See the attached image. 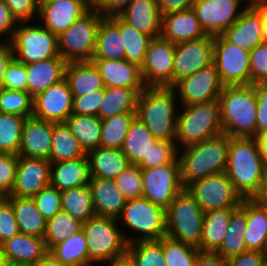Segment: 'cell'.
Returning a JSON list of instances; mask_svg holds the SVG:
<instances>
[{"mask_svg": "<svg viewBox=\"0 0 267 266\" xmlns=\"http://www.w3.org/2000/svg\"><path fill=\"white\" fill-rule=\"evenodd\" d=\"M225 173L243 199L258 195L267 175V161L256 138L230 137Z\"/></svg>", "mask_w": 267, "mask_h": 266, "instance_id": "obj_1", "label": "cell"}, {"mask_svg": "<svg viewBox=\"0 0 267 266\" xmlns=\"http://www.w3.org/2000/svg\"><path fill=\"white\" fill-rule=\"evenodd\" d=\"M230 137L221 133L202 142L178 149L181 181L186 188L190 183L210 175L225 172Z\"/></svg>", "mask_w": 267, "mask_h": 266, "instance_id": "obj_2", "label": "cell"}, {"mask_svg": "<svg viewBox=\"0 0 267 266\" xmlns=\"http://www.w3.org/2000/svg\"><path fill=\"white\" fill-rule=\"evenodd\" d=\"M218 100L223 133L229 137H257V99L254 84L225 86Z\"/></svg>", "mask_w": 267, "mask_h": 266, "instance_id": "obj_3", "label": "cell"}, {"mask_svg": "<svg viewBox=\"0 0 267 266\" xmlns=\"http://www.w3.org/2000/svg\"><path fill=\"white\" fill-rule=\"evenodd\" d=\"M177 99L172 87H146L139 94L136 117L156 140L175 141L177 117L181 111Z\"/></svg>", "mask_w": 267, "mask_h": 266, "instance_id": "obj_4", "label": "cell"}, {"mask_svg": "<svg viewBox=\"0 0 267 266\" xmlns=\"http://www.w3.org/2000/svg\"><path fill=\"white\" fill-rule=\"evenodd\" d=\"M180 109L183 110L178 112L175 137L179 150L223 132L218 99L182 106Z\"/></svg>", "mask_w": 267, "mask_h": 266, "instance_id": "obj_5", "label": "cell"}, {"mask_svg": "<svg viewBox=\"0 0 267 266\" xmlns=\"http://www.w3.org/2000/svg\"><path fill=\"white\" fill-rule=\"evenodd\" d=\"M115 218L94 216L82 223L90 262L107 265L126 254L127 234Z\"/></svg>", "mask_w": 267, "mask_h": 266, "instance_id": "obj_6", "label": "cell"}, {"mask_svg": "<svg viewBox=\"0 0 267 266\" xmlns=\"http://www.w3.org/2000/svg\"><path fill=\"white\" fill-rule=\"evenodd\" d=\"M119 225L130 229L127 244L137 241L159 240L166 236V209L153 204L145 197L126 200L117 218ZM137 233V234H136Z\"/></svg>", "mask_w": 267, "mask_h": 266, "instance_id": "obj_7", "label": "cell"}, {"mask_svg": "<svg viewBox=\"0 0 267 266\" xmlns=\"http://www.w3.org/2000/svg\"><path fill=\"white\" fill-rule=\"evenodd\" d=\"M204 212L184 188L166 208V236L199 248Z\"/></svg>", "mask_w": 267, "mask_h": 266, "instance_id": "obj_8", "label": "cell"}, {"mask_svg": "<svg viewBox=\"0 0 267 266\" xmlns=\"http://www.w3.org/2000/svg\"><path fill=\"white\" fill-rule=\"evenodd\" d=\"M99 11L91 9L67 30L57 36L59 55L67 62L92 61L101 19Z\"/></svg>", "mask_w": 267, "mask_h": 266, "instance_id": "obj_9", "label": "cell"}, {"mask_svg": "<svg viewBox=\"0 0 267 266\" xmlns=\"http://www.w3.org/2000/svg\"><path fill=\"white\" fill-rule=\"evenodd\" d=\"M10 42L14 58L24 64L59 56L57 36L41 24L19 22Z\"/></svg>", "mask_w": 267, "mask_h": 266, "instance_id": "obj_10", "label": "cell"}, {"mask_svg": "<svg viewBox=\"0 0 267 266\" xmlns=\"http://www.w3.org/2000/svg\"><path fill=\"white\" fill-rule=\"evenodd\" d=\"M186 190L194 197L203 212L237 208L243 200L225 172L196 180L190 183Z\"/></svg>", "mask_w": 267, "mask_h": 266, "instance_id": "obj_11", "label": "cell"}, {"mask_svg": "<svg viewBox=\"0 0 267 266\" xmlns=\"http://www.w3.org/2000/svg\"><path fill=\"white\" fill-rule=\"evenodd\" d=\"M225 86L250 85V51L228 42L222 35L214 36V59Z\"/></svg>", "mask_w": 267, "mask_h": 266, "instance_id": "obj_12", "label": "cell"}, {"mask_svg": "<svg viewBox=\"0 0 267 266\" xmlns=\"http://www.w3.org/2000/svg\"><path fill=\"white\" fill-rule=\"evenodd\" d=\"M175 44L161 36L153 38L141 65L146 87H172L174 85Z\"/></svg>", "mask_w": 267, "mask_h": 266, "instance_id": "obj_13", "label": "cell"}, {"mask_svg": "<svg viewBox=\"0 0 267 266\" xmlns=\"http://www.w3.org/2000/svg\"><path fill=\"white\" fill-rule=\"evenodd\" d=\"M141 173L143 197L165 209L173 202L176 195L184 189L179 163L141 169Z\"/></svg>", "mask_w": 267, "mask_h": 266, "instance_id": "obj_14", "label": "cell"}, {"mask_svg": "<svg viewBox=\"0 0 267 266\" xmlns=\"http://www.w3.org/2000/svg\"><path fill=\"white\" fill-rule=\"evenodd\" d=\"M225 85L222 83L214 63L196 73L177 81L175 90L179 106L205 103L218 99Z\"/></svg>", "mask_w": 267, "mask_h": 266, "instance_id": "obj_15", "label": "cell"}, {"mask_svg": "<svg viewBox=\"0 0 267 266\" xmlns=\"http://www.w3.org/2000/svg\"><path fill=\"white\" fill-rule=\"evenodd\" d=\"M243 0H196L192 9L207 35H221L241 16ZM240 8V9H239Z\"/></svg>", "mask_w": 267, "mask_h": 266, "instance_id": "obj_16", "label": "cell"}, {"mask_svg": "<svg viewBox=\"0 0 267 266\" xmlns=\"http://www.w3.org/2000/svg\"><path fill=\"white\" fill-rule=\"evenodd\" d=\"M91 9V0H39L37 19L58 36Z\"/></svg>", "mask_w": 267, "mask_h": 266, "instance_id": "obj_17", "label": "cell"}, {"mask_svg": "<svg viewBox=\"0 0 267 266\" xmlns=\"http://www.w3.org/2000/svg\"><path fill=\"white\" fill-rule=\"evenodd\" d=\"M214 59V36L175 44L174 84L184 77L208 67Z\"/></svg>", "mask_w": 267, "mask_h": 266, "instance_id": "obj_18", "label": "cell"}, {"mask_svg": "<svg viewBox=\"0 0 267 266\" xmlns=\"http://www.w3.org/2000/svg\"><path fill=\"white\" fill-rule=\"evenodd\" d=\"M73 95L64 78L33 98V117L64 123L72 115Z\"/></svg>", "mask_w": 267, "mask_h": 266, "instance_id": "obj_19", "label": "cell"}, {"mask_svg": "<svg viewBox=\"0 0 267 266\" xmlns=\"http://www.w3.org/2000/svg\"><path fill=\"white\" fill-rule=\"evenodd\" d=\"M50 166L51 162L46 159L19 156L15 184L7 196L32 198L50 185Z\"/></svg>", "mask_w": 267, "mask_h": 266, "instance_id": "obj_20", "label": "cell"}, {"mask_svg": "<svg viewBox=\"0 0 267 266\" xmlns=\"http://www.w3.org/2000/svg\"><path fill=\"white\" fill-rule=\"evenodd\" d=\"M228 42L247 51L263 43V15L255 5L245 8L239 19L221 34Z\"/></svg>", "mask_w": 267, "mask_h": 266, "instance_id": "obj_21", "label": "cell"}, {"mask_svg": "<svg viewBox=\"0 0 267 266\" xmlns=\"http://www.w3.org/2000/svg\"><path fill=\"white\" fill-rule=\"evenodd\" d=\"M98 68L105 87L145 89L141 67L127 60L92 59Z\"/></svg>", "mask_w": 267, "mask_h": 266, "instance_id": "obj_22", "label": "cell"}, {"mask_svg": "<svg viewBox=\"0 0 267 266\" xmlns=\"http://www.w3.org/2000/svg\"><path fill=\"white\" fill-rule=\"evenodd\" d=\"M53 122L35 117L26 119L18 156L49 160Z\"/></svg>", "mask_w": 267, "mask_h": 266, "instance_id": "obj_23", "label": "cell"}, {"mask_svg": "<svg viewBox=\"0 0 267 266\" xmlns=\"http://www.w3.org/2000/svg\"><path fill=\"white\" fill-rule=\"evenodd\" d=\"M207 36L191 8L162 15L161 37L177 44Z\"/></svg>", "mask_w": 267, "mask_h": 266, "instance_id": "obj_24", "label": "cell"}, {"mask_svg": "<svg viewBox=\"0 0 267 266\" xmlns=\"http://www.w3.org/2000/svg\"><path fill=\"white\" fill-rule=\"evenodd\" d=\"M117 15L152 38L161 36L162 15L159 12L157 0H134Z\"/></svg>", "mask_w": 267, "mask_h": 266, "instance_id": "obj_25", "label": "cell"}, {"mask_svg": "<svg viewBox=\"0 0 267 266\" xmlns=\"http://www.w3.org/2000/svg\"><path fill=\"white\" fill-rule=\"evenodd\" d=\"M91 181L92 174L87 155L73 160L51 163L50 185L60 192L89 185Z\"/></svg>", "mask_w": 267, "mask_h": 266, "instance_id": "obj_26", "label": "cell"}, {"mask_svg": "<svg viewBox=\"0 0 267 266\" xmlns=\"http://www.w3.org/2000/svg\"><path fill=\"white\" fill-rule=\"evenodd\" d=\"M67 61L60 55L36 63L26 64L27 92L34 98L65 78Z\"/></svg>", "mask_w": 267, "mask_h": 266, "instance_id": "obj_27", "label": "cell"}, {"mask_svg": "<svg viewBox=\"0 0 267 266\" xmlns=\"http://www.w3.org/2000/svg\"><path fill=\"white\" fill-rule=\"evenodd\" d=\"M89 187L96 216L117 219L125 206L126 199L115 180L92 178Z\"/></svg>", "mask_w": 267, "mask_h": 266, "instance_id": "obj_28", "label": "cell"}, {"mask_svg": "<svg viewBox=\"0 0 267 266\" xmlns=\"http://www.w3.org/2000/svg\"><path fill=\"white\" fill-rule=\"evenodd\" d=\"M0 247L6 261L33 266L48 252L43 238L23 233L6 240Z\"/></svg>", "mask_w": 267, "mask_h": 266, "instance_id": "obj_29", "label": "cell"}, {"mask_svg": "<svg viewBox=\"0 0 267 266\" xmlns=\"http://www.w3.org/2000/svg\"><path fill=\"white\" fill-rule=\"evenodd\" d=\"M156 138L137 117L132 121L124 139L121 151L130 164L147 169V153Z\"/></svg>", "mask_w": 267, "mask_h": 266, "instance_id": "obj_30", "label": "cell"}, {"mask_svg": "<svg viewBox=\"0 0 267 266\" xmlns=\"http://www.w3.org/2000/svg\"><path fill=\"white\" fill-rule=\"evenodd\" d=\"M65 79L73 96L105 89L100 72L92 61L67 62Z\"/></svg>", "mask_w": 267, "mask_h": 266, "instance_id": "obj_31", "label": "cell"}, {"mask_svg": "<svg viewBox=\"0 0 267 266\" xmlns=\"http://www.w3.org/2000/svg\"><path fill=\"white\" fill-rule=\"evenodd\" d=\"M92 178L115 179L131 164L121 149L99 147L87 152Z\"/></svg>", "mask_w": 267, "mask_h": 266, "instance_id": "obj_32", "label": "cell"}, {"mask_svg": "<svg viewBox=\"0 0 267 266\" xmlns=\"http://www.w3.org/2000/svg\"><path fill=\"white\" fill-rule=\"evenodd\" d=\"M93 59H125V48L119 32V16H104L97 32V44Z\"/></svg>", "mask_w": 267, "mask_h": 266, "instance_id": "obj_33", "label": "cell"}, {"mask_svg": "<svg viewBox=\"0 0 267 266\" xmlns=\"http://www.w3.org/2000/svg\"><path fill=\"white\" fill-rule=\"evenodd\" d=\"M246 229L244 239L247 250L265 253L267 241V209L255 198L246 199Z\"/></svg>", "mask_w": 267, "mask_h": 266, "instance_id": "obj_34", "label": "cell"}, {"mask_svg": "<svg viewBox=\"0 0 267 266\" xmlns=\"http://www.w3.org/2000/svg\"><path fill=\"white\" fill-rule=\"evenodd\" d=\"M11 203L20 233L43 238L47 220L43 218L34 199L5 196Z\"/></svg>", "mask_w": 267, "mask_h": 266, "instance_id": "obj_35", "label": "cell"}, {"mask_svg": "<svg viewBox=\"0 0 267 266\" xmlns=\"http://www.w3.org/2000/svg\"><path fill=\"white\" fill-rule=\"evenodd\" d=\"M246 225V199H243L241 205L232 211L226 235L215 252L223 259H228L247 251L243 237Z\"/></svg>", "mask_w": 267, "mask_h": 266, "instance_id": "obj_36", "label": "cell"}, {"mask_svg": "<svg viewBox=\"0 0 267 266\" xmlns=\"http://www.w3.org/2000/svg\"><path fill=\"white\" fill-rule=\"evenodd\" d=\"M235 208H224L204 212L201 252H215L222 244L226 235L231 213Z\"/></svg>", "mask_w": 267, "mask_h": 266, "instance_id": "obj_37", "label": "cell"}, {"mask_svg": "<svg viewBox=\"0 0 267 266\" xmlns=\"http://www.w3.org/2000/svg\"><path fill=\"white\" fill-rule=\"evenodd\" d=\"M143 90L105 87L104 99L101 103L98 117L103 120L117 114L136 113L138 97Z\"/></svg>", "mask_w": 267, "mask_h": 266, "instance_id": "obj_38", "label": "cell"}, {"mask_svg": "<svg viewBox=\"0 0 267 266\" xmlns=\"http://www.w3.org/2000/svg\"><path fill=\"white\" fill-rule=\"evenodd\" d=\"M64 123L86 153L100 147L102 120L98 116L72 114Z\"/></svg>", "mask_w": 267, "mask_h": 266, "instance_id": "obj_39", "label": "cell"}, {"mask_svg": "<svg viewBox=\"0 0 267 266\" xmlns=\"http://www.w3.org/2000/svg\"><path fill=\"white\" fill-rule=\"evenodd\" d=\"M79 141L71 134L65 123H53L49 161L73 160L86 156Z\"/></svg>", "mask_w": 267, "mask_h": 266, "instance_id": "obj_40", "label": "cell"}, {"mask_svg": "<svg viewBox=\"0 0 267 266\" xmlns=\"http://www.w3.org/2000/svg\"><path fill=\"white\" fill-rule=\"evenodd\" d=\"M61 209L82 223L96 216L89 185H82L62 191Z\"/></svg>", "mask_w": 267, "mask_h": 266, "instance_id": "obj_41", "label": "cell"}, {"mask_svg": "<svg viewBox=\"0 0 267 266\" xmlns=\"http://www.w3.org/2000/svg\"><path fill=\"white\" fill-rule=\"evenodd\" d=\"M49 252L66 266L90 263L86 238L82 230L53 246Z\"/></svg>", "mask_w": 267, "mask_h": 266, "instance_id": "obj_42", "label": "cell"}, {"mask_svg": "<svg viewBox=\"0 0 267 266\" xmlns=\"http://www.w3.org/2000/svg\"><path fill=\"white\" fill-rule=\"evenodd\" d=\"M119 32L125 48V60L141 67L145 60L151 36L138 31L119 17Z\"/></svg>", "mask_w": 267, "mask_h": 266, "instance_id": "obj_43", "label": "cell"}, {"mask_svg": "<svg viewBox=\"0 0 267 266\" xmlns=\"http://www.w3.org/2000/svg\"><path fill=\"white\" fill-rule=\"evenodd\" d=\"M82 230V222L69 213L60 210L53 218L47 220L43 237L47 250L63 242L66 238Z\"/></svg>", "mask_w": 267, "mask_h": 266, "instance_id": "obj_44", "label": "cell"}, {"mask_svg": "<svg viewBox=\"0 0 267 266\" xmlns=\"http://www.w3.org/2000/svg\"><path fill=\"white\" fill-rule=\"evenodd\" d=\"M136 113L117 114L102 120L100 147L121 149Z\"/></svg>", "mask_w": 267, "mask_h": 266, "instance_id": "obj_45", "label": "cell"}, {"mask_svg": "<svg viewBox=\"0 0 267 266\" xmlns=\"http://www.w3.org/2000/svg\"><path fill=\"white\" fill-rule=\"evenodd\" d=\"M26 117L0 113V153L18 155Z\"/></svg>", "mask_w": 267, "mask_h": 266, "instance_id": "obj_46", "label": "cell"}, {"mask_svg": "<svg viewBox=\"0 0 267 266\" xmlns=\"http://www.w3.org/2000/svg\"><path fill=\"white\" fill-rule=\"evenodd\" d=\"M126 254L136 266H166L161 238L127 244Z\"/></svg>", "mask_w": 267, "mask_h": 266, "instance_id": "obj_47", "label": "cell"}, {"mask_svg": "<svg viewBox=\"0 0 267 266\" xmlns=\"http://www.w3.org/2000/svg\"><path fill=\"white\" fill-rule=\"evenodd\" d=\"M166 266H195L198 248L164 236L161 238Z\"/></svg>", "mask_w": 267, "mask_h": 266, "instance_id": "obj_48", "label": "cell"}, {"mask_svg": "<svg viewBox=\"0 0 267 266\" xmlns=\"http://www.w3.org/2000/svg\"><path fill=\"white\" fill-rule=\"evenodd\" d=\"M0 113L32 117L33 97L25 91L0 88Z\"/></svg>", "mask_w": 267, "mask_h": 266, "instance_id": "obj_49", "label": "cell"}, {"mask_svg": "<svg viewBox=\"0 0 267 266\" xmlns=\"http://www.w3.org/2000/svg\"><path fill=\"white\" fill-rule=\"evenodd\" d=\"M114 180L126 200L143 196L142 173L139 166L131 164Z\"/></svg>", "mask_w": 267, "mask_h": 266, "instance_id": "obj_50", "label": "cell"}, {"mask_svg": "<svg viewBox=\"0 0 267 266\" xmlns=\"http://www.w3.org/2000/svg\"><path fill=\"white\" fill-rule=\"evenodd\" d=\"M169 163H179L176 142L156 140L147 153V168L159 167Z\"/></svg>", "mask_w": 267, "mask_h": 266, "instance_id": "obj_51", "label": "cell"}, {"mask_svg": "<svg viewBox=\"0 0 267 266\" xmlns=\"http://www.w3.org/2000/svg\"><path fill=\"white\" fill-rule=\"evenodd\" d=\"M39 212L45 220L53 218L61 209V192L48 185L33 197Z\"/></svg>", "mask_w": 267, "mask_h": 266, "instance_id": "obj_52", "label": "cell"}, {"mask_svg": "<svg viewBox=\"0 0 267 266\" xmlns=\"http://www.w3.org/2000/svg\"><path fill=\"white\" fill-rule=\"evenodd\" d=\"M27 76L26 64L13 58L7 65L1 88L27 92Z\"/></svg>", "mask_w": 267, "mask_h": 266, "instance_id": "obj_53", "label": "cell"}, {"mask_svg": "<svg viewBox=\"0 0 267 266\" xmlns=\"http://www.w3.org/2000/svg\"><path fill=\"white\" fill-rule=\"evenodd\" d=\"M104 94L105 89H101L86 95L73 96L72 114L98 116Z\"/></svg>", "mask_w": 267, "mask_h": 266, "instance_id": "obj_54", "label": "cell"}, {"mask_svg": "<svg viewBox=\"0 0 267 266\" xmlns=\"http://www.w3.org/2000/svg\"><path fill=\"white\" fill-rule=\"evenodd\" d=\"M267 83V43L250 50V85Z\"/></svg>", "mask_w": 267, "mask_h": 266, "instance_id": "obj_55", "label": "cell"}, {"mask_svg": "<svg viewBox=\"0 0 267 266\" xmlns=\"http://www.w3.org/2000/svg\"><path fill=\"white\" fill-rule=\"evenodd\" d=\"M18 158L15 154L0 153V194L4 196L14 187Z\"/></svg>", "mask_w": 267, "mask_h": 266, "instance_id": "obj_56", "label": "cell"}, {"mask_svg": "<svg viewBox=\"0 0 267 266\" xmlns=\"http://www.w3.org/2000/svg\"><path fill=\"white\" fill-rule=\"evenodd\" d=\"M19 233L12 203L4 197L0 201V245Z\"/></svg>", "mask_w": 267, "mask_h": 266, "instance_id": "obj_57", "label": "cell"}, {"mask_svg": "<svg viewBox=\"0 0 267 266\" xmlns=\"http://www.w3.org/2000/svg\"><path fill=\"white\" fill-rule=\"evenodd\" d=\"M4 2L18 22L33 21L32 19L38 16L39 0H4Z\"/></svg>", "mask_w": 267, "mask_h": 266, "instance_id": "obj_58", "label": "cell"}, {"mask_svg": "<svg viewBox=\"0 0 267 266\" xmlns=\"http://www.w3.org/2000/svg\"><path fill=\"white\" fill-rule=\"evenodd\" d=\"M257 99V136L267 132V83L254 84Z\"/></svg>", "mask_w": 267, "mask_h": 266, "instance_id": "obj_59", "label": "cell"}, {"mask_svg": "<svg viewBox=\"0 0 267 266\" xmlns=\"http://www.w3.org/2000/svg\"><path fill=\"white\" fill-rule=\"evenodd\" d=\"M266 253L247 250L225 259V266H266Z\"/></svg>", "mask_w": 267, "mask_h": 266, "instance_id": "obj_60", "label": "cell"}, {"mask_svg": "<svg viewBox=\"0 0 267 266\" xmlns=\"http://www.w3.org/2000/svg\"><path fill=\"white\" fill-rule=\"evenodd\" d=\"M18 23L4 0H0V37L7 36L5 39L10 41Z\"/></svg>", "mask_w": 267, "mask_h": 266, "instance_id": "obj_61", "label": "cell"}, {"mask_svg": "<svg viewBox=\"0 0 267 266\" xmlns=\"http://www.w3.org/2000/svg\"><path fill=\"white\" fill-rule=\"evenodd\" d=\"M134 0H91V8L99 11L104 16L119 14Z\"/></svg>", "mask_w": 267, "mask_h": 266, "instance_id": "obj_62", "label": "cell"}, {"mask_svg": "<svg viewBox=\"0 0 267 266\" xmlns=\"http://www.w3.org/2000/svg\"><path fill=\"white\" fill-rule=\"evenodd\" d=\"M195 1L196 0H157V4L160 14L165 15L191 9Z\"/></svg>", "mask_w": 267, "mask_h": 266, "instance_id": "obj_63", "label": "cell"}, {"mask_svg": "<svg viewBox=\"0 0 267 266\" xmlns=\"http://www.w3.org/2000/svg\"><path fill=\"white\" fill-rule=\"evenodd\" d=\"M14 58L12 45L9 40L0 41V88L4 80L7 65Z\"/></svg>", "mask_w": 267, "mask_h": 266, "instance_id": "obj_64", "label": "cell"}, {"mask_svg": "<svg viewBox=\"0 0 267 266\" xmlns=\"http://www.w3.org/2000/svg\"><path fill=\"white\" fill-rule=\"evenodd\" d=\"M225 259H223L216 252H201L197 254L195 266H225Z\"/></svg>", "mask_w": 267, "mask_h": 266, "instance_id": "obj_65", "label": "cell"}, {"mask_svg": "<svg viewBox=\"0 0 267 266\" xmlns=\"http://www.w3.org/2000/svg\"><path fill=\"white\" fill-rule=\"evenodd\" d=\"M255 6L263 15V42L267 43V0H261Z\"/></svg>", "mask_w": 267, "mask_h": 266, "instance_id": "obj_66", "label": "cell"}, {"mask_svg": "<svg viewBox=\"0 0 267 266\" xmlns=\"http://www.w3.org/2000/svg\"><path fill=\"white\" fill-rule=\"evenodd\" d=\"M34 266H66V265H63L48 251Z\"/></svg>", "mask_w": 267, "mask_h": 266, "instance_id": "obj_67", "label": "cell"}, {"mask_svg": "<svg viewBox=\"0 0 267 266\" xmlns=\"http://www.w3.org/2000/svg\"><path fill=\"white\" fill-rule=\"evenodd\" d=\"M106 266H136L133 260L127 255H123Z\"/></svg>", "mask_w": 267, "mask_h": 266, "instance_id": "obj_68", "label": "cell"}, {"mask_svg": "<svg viewBox=\"0 0 267 266\" xmlns=\"http://www.w3.org/2000/svg\"><path fill=\"white\" fill-rule=\"evenodd\" d=\"M255 199L267 209V175L262 183L260 192L255 197Z\"/></svg>", "mask_w": 267, "mask_h": 266, "instance_id": "obj_69", "label": "cell"}, {"mask_svg": "<svg viewBox=\"0 0 267 266\" xmlns=\"http://www.w3.org/2000/svg\"><path fill=\"white\" fill-rule=\"evenodd\" d=\"M256 139L258 141L259 148L267 161V132L259 134Z\"/></svg>", "mask_w": 267, "mask_h": 266, "instance_id": "obj_70", "label": "cell"}, {"mask_svg": "<svg viewBox=\"0 0 267 266\" xmlns=\"http://www.w3.org/2000/svg\"><path fill=\"white\" fill-rule=\"evenodd\" d=\"M4 266H33V265L6 261Z\"/></svg>", "mask_w": 267, "mask_h": 266, "instance_id": "obj_71", "label": "cell"}, {"mask_svg": "<svg viewBox=\"0 0 267 266\" xmlns=\"http://www.w3.org/2000/svg\"><path fill=\"white\" fill-rule=\"evenodd\" d=\"M6 263V259L2 253L1 247H0V266H4Z\"/></svg>", "mask_w": 267, "mask_h": 266, "instance_id": "obj_72", "label": "cell"}, {"mask_svg": "<svg viewBox=\"0 0 267 266\" xmlns=\"http://www.w3.org/2000/svg\"><path fill=\"white\" fill-rule=\"evenodd\" d=\"M248 1V6L250 5H256L258 2H260L261 0H244V2Z\"/></svg>", "mask_w": 267, "mask_h": 266, "instance_id": "obj_73", "label": "cell"}, {"mask_svg": "<svg viewBox=\"0 0 267 266\" xmlns=\"http://www.w3.org/2000/svg\"><path fill=\"white\" fill-rule=\"evenodd\" d=\"M100 264L97 265V263L94 262H90V263H86V264H82V265H76V266H99Z\"/></svg>", "mask_w": 267, "mask_h": 266, "instance_id": "obj_74", "label": "cell"}, {"mask_svg": "<svg viewBox=\"0 0 267 266\" xmlns=\"http://www.w3.org/2000/svg\"><path fill=\"white\" fill-rule=\"evenodd\" d=\"M5 196L0 194V201L4 198Z\"/></svg>", "mask_w": 267, "mask_h": 266, "instance_id": "obj_75", "label": "cell"}, {"mask_svg": "<svg viewBox=\"0 0 267 266\" xmlns=\"http://www.w3.org/2000/svg\"><path fill=\"white\" fill-rule=\"evenodd\" d=\"M265 253L267 254V241H266Z\"/></svg>", "mask_w": 267, "mask_h": 266, "instance_id": "obj_76", "label": "cell"}]
</instances>
